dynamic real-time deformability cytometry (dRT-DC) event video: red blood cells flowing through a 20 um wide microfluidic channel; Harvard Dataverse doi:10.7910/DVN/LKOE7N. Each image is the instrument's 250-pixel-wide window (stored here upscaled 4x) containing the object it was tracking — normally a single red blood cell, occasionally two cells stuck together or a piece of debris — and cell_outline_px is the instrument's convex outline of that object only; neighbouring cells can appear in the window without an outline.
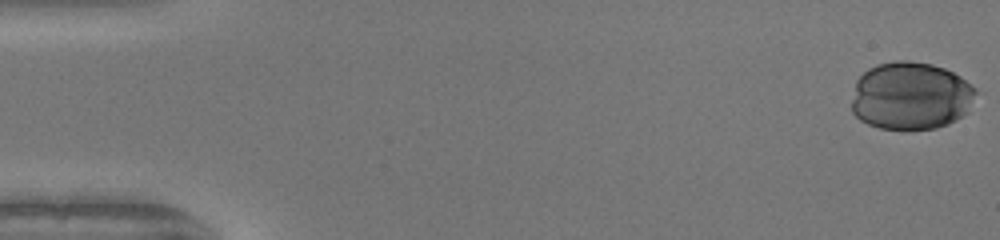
{"species": "human", "species_latin": "Homo sapiens", "temperature_condition": "warm", "stored_images_in_passage": 40, "camera_frame_rate_fps": 3000, "um_per_image_px": 0.085, "donor": {"sex": "female"}, "frame": {"image": 1, "passage_image": 1, "time_ms": 0.0, "image_size_px": [1000, 240], "cell_outline_px": [[976, 92], [968, 112], [948, 124], [936, 128], [912, 132], [908, 132], [880, 128], [868, 124], [860, 120], [852, 112], [852, 100], [856, 80], [868, 68], [876, 64], [896, 60], [908, 60], [932, 64], [944, 68], [960, 76], [976, 88]], "centroid_in_image_um": [77.4, 8.18], "position_along_channel_um": 7.6, "area_um2": 49.94}}
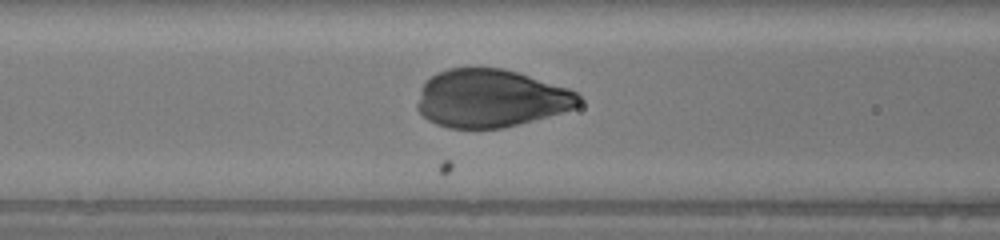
{"frame": {"image": 2, "passage_image": 21, "time_ms": 6.667, "image_size_px": [1000, 240], "cell_outline_px": [[584, 100], [580, 104], [572, 108], [560, 112], [504, 128], [448, 128], [436, 124], [428, 120], [416, 108], [416, 104], [420, 88], [436, 72], [448, 68], [500, 68], [520, 72], [568, 88], [576, 92]], "centroid_in_image_um": [41.69, 8.35], "position_along_channel_um": 124.9, "area_um2": 54.56}}
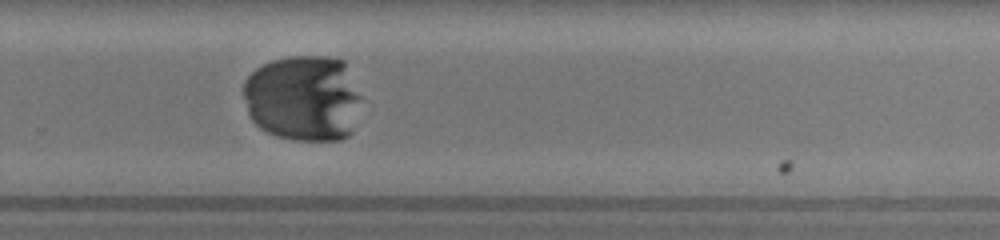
{"frame": {"image": 3, "passage_image": 34, "time_ms": 11.0, "image_size_px": [1000, 240], "cell_outline_px": [[360, 96], [352, 132], [348, 136], [340, 140], [292, 140], [276, 136], [260, 128], [252, 120], [248, 112], [244, 96], [244, 80], [256, 68], [272, 60], [288, 56], [328, 56], [344, 60]], "centroid_in_image_um": [25.76, 8.34], "position_along_channel_um": 304.0, "area_um2": 59.3}}